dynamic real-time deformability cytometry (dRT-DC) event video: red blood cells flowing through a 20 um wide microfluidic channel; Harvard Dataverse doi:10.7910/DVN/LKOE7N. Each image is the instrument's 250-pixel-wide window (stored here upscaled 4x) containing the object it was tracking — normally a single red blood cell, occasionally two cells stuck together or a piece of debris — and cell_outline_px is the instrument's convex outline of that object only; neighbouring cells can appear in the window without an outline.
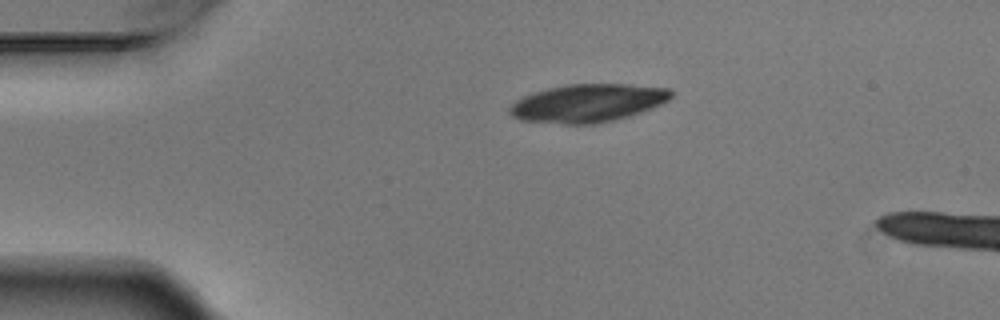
{"species": "Egyptian fruit bat (a non-hibernating species)", "species_latin": "Rousettus aegyptiacus", "temperature_condition": "warm", "stored_images_in_passage": 2, "camera_frame_rate_fps": 3000, "um_per_image_px": 0.085, "animal": {"sex": "male"}, "frame": {"image": 1, "passage_image": 1, "time_ms": 0.0, "image_size_px": [1000, 320], "cell_outline_px": [[672, 96], [668, 100], [652, 108], [628, 116], [596, 124], [564, 124], [520, 120], [512, 116], [508, 112], [508, 108], [516, 100], [532, 92], [548, 88], [568, 84], [628, 84], [668, 88], [672, 92]], "centroid_in_image_um": [49.93, 8.76], "position_along_channel_um": 35.1, "area_um2": 35.78}}